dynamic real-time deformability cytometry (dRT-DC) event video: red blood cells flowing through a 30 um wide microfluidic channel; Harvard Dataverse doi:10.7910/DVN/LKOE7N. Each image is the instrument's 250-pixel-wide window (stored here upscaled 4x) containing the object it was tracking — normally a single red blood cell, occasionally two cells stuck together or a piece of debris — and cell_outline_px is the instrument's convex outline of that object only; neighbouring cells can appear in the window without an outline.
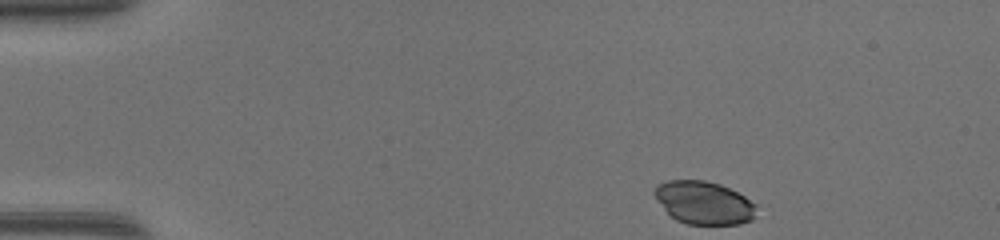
{"species": "common noctule bat (a hibernating species)", "species_latin": "Nyctalus noctula", "temperature_condition": "warm", "stored_images_in_passage": 42, "camera_frame_rate_fps": 3000, "um_per_image_px": 0.085, "animal": {"sex": "female", "body_mass_g": 17.0, "forearm_length_mm": 48.0}, "frame": {"image": 1, "passage_image": 1, "time_ms": 0.0, "image_size_px": [1000, 240], "cell_outline_px": [[756, 216], [752, 220], [740, 224], [688, 224], [676, 220], [664, 208], [652, 192], [656, 184], [668, 180], [704, 180], [720, 184], [744, 196], [756, 204]], "centroid_in_image_um": [59.84, 17.23], "position_along_channel_um": 25.2, "area_um2": 25.49}}
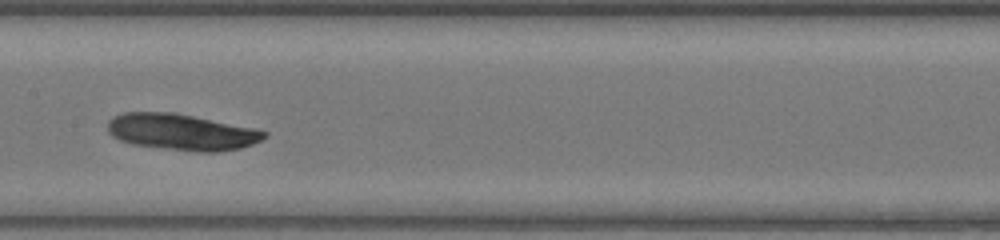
{"frame": {"image": 2, "passage_image": 19, "time_ms": 6.0, "image_size_px": [1000, 240], "cell_outline_px": [[268, 136], [252, 144], [240, 148], [220, 152], [196, 152], [132, 144], [120, 140], [112, 136], [108, 132], [108, 120], [112, 116], [124, 112], [176, 112], [256, 128], [268, 132]], "centroid_in_image_um": [15.45, 11.21], "position_along_channel_um": 191.9, "area_um2": 33.47}}
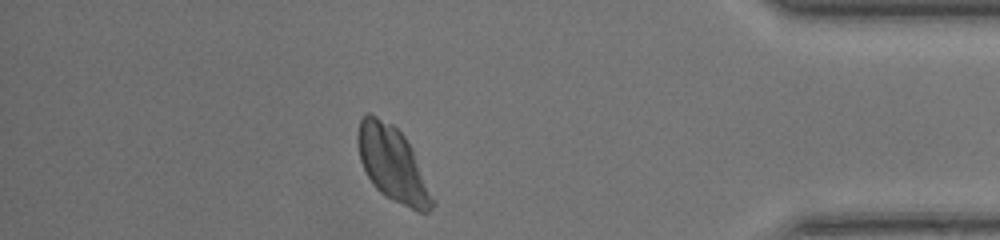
{"frame": {"image": 3, "passage_image": 36, "time_ms": 11.667, "image_size_px": [1000, 240], "cell_outline_px": [[436, 204], [428, 212], [416, 212], [384, 196], [372, 184], [360, 160], [356, 140], [356, 136], [360, 120], [368, 112], [392, 124], [404, 136], [412, 148], [436, 200]], "centroid_in_image_um": [33.39, 13.99], "position_along_channel_um": 401.8, "area_um2": 32.77}}